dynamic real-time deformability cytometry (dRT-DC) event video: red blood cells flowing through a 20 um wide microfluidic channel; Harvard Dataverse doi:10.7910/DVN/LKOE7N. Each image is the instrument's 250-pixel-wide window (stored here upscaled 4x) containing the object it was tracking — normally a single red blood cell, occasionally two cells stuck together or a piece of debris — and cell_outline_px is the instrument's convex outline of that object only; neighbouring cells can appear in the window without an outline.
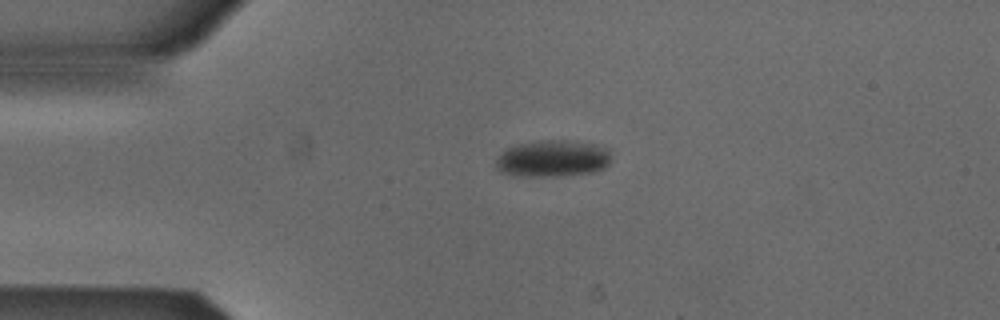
{"species": "Egyptian fruit bat (a non-hibernating species)", "species_latin": "Rousettus aegyptiacus", "temperature_condition": "cold", "stored_images_in_passage": 2, "camera_frame_rate_fps": 3000, "um_per_image_px": 0.085, "animal": {"sex": "male"}, "frame": {"image": 1, "passage_image": 1, "time_ms": 0.0, "image_size_px": [1000, 320], "cell_outline_px": [[608, 164], [604, 168], [592, 172], [560, 176], [512, 176], [500, 172], [496, 168], [496, 160], [508, 148], [520, 144], [540, 140], [564, 140], [596, 144], [608, 148]], "centroid_in_image_um": [46.96, 13.49], "position_along_channel_um": 38.0, "area_um2": 24.51}}